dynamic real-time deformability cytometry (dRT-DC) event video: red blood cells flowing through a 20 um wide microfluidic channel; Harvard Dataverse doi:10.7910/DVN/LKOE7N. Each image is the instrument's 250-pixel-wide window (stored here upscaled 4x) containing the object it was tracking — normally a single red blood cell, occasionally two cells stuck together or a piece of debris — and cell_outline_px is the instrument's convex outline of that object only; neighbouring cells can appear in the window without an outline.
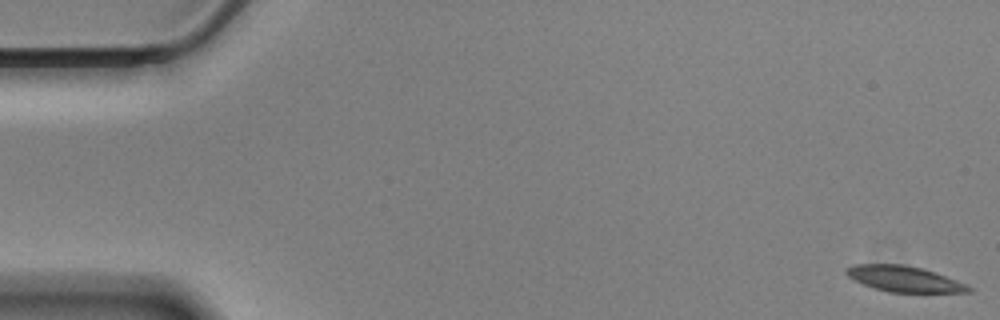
{"species": "Egyptian fruit bat (a non-hibernating species)", "species_latin": "Rousettus aegyptiacus", "temperature_condition": "cold", "stored_images_in_passage": 58, "camera_frame_rate_fps": 3000, "um_per_image_px": 0.085, "animal": {"sex": "male"}, "frame": {"image": 1, "passage_image": 1, "time_ms": 0.0, "image_size_px": [1000, 320], "cell_outline_px": [[972, 292], [888, 292], [864, 284], [848, 276], [844, 272], [848, 268], [856, 264], [904, 264], [920, 268], [956, 280], [972, 288]], "centroid_in_image_um": [76.84, 23.71], "position_along_channel_um": 8.2, "area_um2": 17.86}}
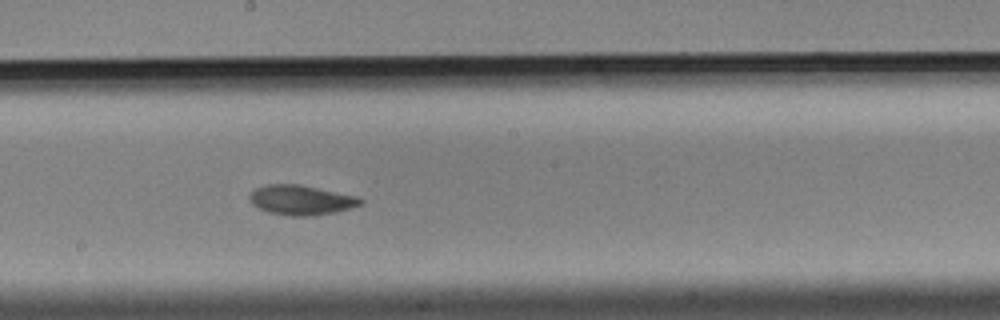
{"frame": {"image": 2, "passage_image": 32, "time_ms": 10.333, "image_size_px": [1000, 320], "cell_outline_px": [[364, 204], [352, 208], [336, 212], [312, 216], [288, 216], [268, 212], [252, 204], [248, 196], [256, 188], [264, 184], [300, 184], [356, 196], [364, 200]], "centroid_in_image_um": [25.61, 17.01], "position_along_channel_um": 222.6, "area_um2": 19.42}}
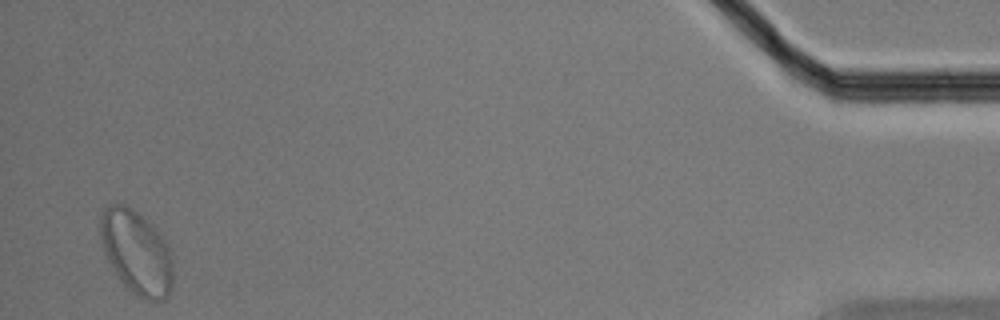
{"frame": {"image": 3, "passage_image": 57, "time_ms": 18.667, "image_size_px": [1000, 320], "cell_outline_px": [[172, 284], [168, 296], [164, 300], [152, 304], [140, 300], [120, 280], [108, 260], [104, 252], [100, 232], [100, 212], [108, 204], [124, 204], [132, 208], [152, 224], [164, 240], [168, 248], [172, 260]], "centroid_in_image_um": [11.6, 21.49], "position_along_channel_um": 423.6, "area_um2": 35.84}, "authors_computed_cell_mechanics": {"area_um2": 19.3919, "velocity_mm_per_s": 3.421, "shape_relaxation_time_tau1_ms": 7.2845, "shape_relaxation_time_tau2_ms": 2.5513, "deformation_change_tau1": 0.1507, "deformation_change_tau2": 0.0661}}